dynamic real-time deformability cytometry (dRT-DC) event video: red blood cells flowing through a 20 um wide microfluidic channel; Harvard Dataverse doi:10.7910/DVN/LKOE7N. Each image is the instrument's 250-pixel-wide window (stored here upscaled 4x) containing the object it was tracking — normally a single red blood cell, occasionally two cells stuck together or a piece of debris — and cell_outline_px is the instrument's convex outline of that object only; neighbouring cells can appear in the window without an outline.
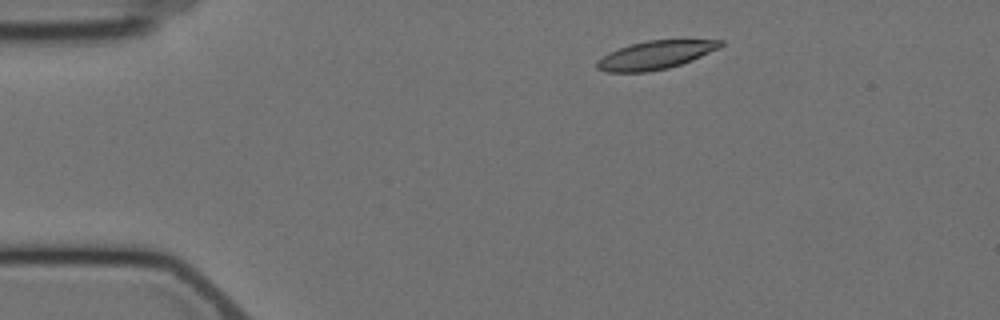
{"species": "Egyptian fruit bat (a non-hibernating species)", "species_latin": "Rousettus aegyptiacus", "temperature_condition": "cold", "stored_images_in_passage": 5, "camera_frame_rate_fps": 3000, "um_per_image_px": 0.085, "animal": {"sex": "female"}, "frame": {"image": 1, "passage_image": 2, "time_ms": 1.0, "image_size_px": [1000, 320], "cell_outline_px": [[724, 44], [720, 48], [692, 60], [668, 68], [648, 72], [604, 72], [596, 68], [596, 60], [608, 52], [632, 44], [648, 40], [724, 40]], "centroid_in_image_um": [55.69, 4.68], "position_along_channel_um": 29.3, "area_um2": 20.4}}